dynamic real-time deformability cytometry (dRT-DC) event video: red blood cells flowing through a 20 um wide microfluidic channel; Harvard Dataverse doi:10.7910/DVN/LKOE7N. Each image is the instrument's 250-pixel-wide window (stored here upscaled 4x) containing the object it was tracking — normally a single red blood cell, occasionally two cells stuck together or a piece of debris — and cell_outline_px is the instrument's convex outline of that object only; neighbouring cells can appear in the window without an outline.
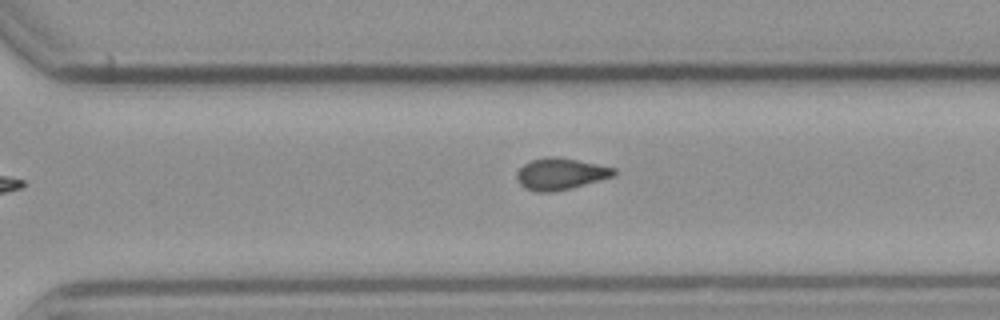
{"species": "common noctule bat (a hibernating species)", "species_latin": "Nyctalus noctula", "temperature_condition": "cold", "stored_images_in_passage": 11, "camera_frame_rate_fps": 3000, "um_per_image_px": 0.085, "animal": {"sex": "male", "body_mass_g": 23.1, "forearm_length_mm": 52.7}, "frame": {"image": 1, "passage_image": 11, "time_ms": 3.333, "image_size_px": [1000, 320], "cell_outline_px": [[616, 176], [552, 192], [536, 192], [524, 188], [520, 184], [516, 176], [516, 172], [524, 164], [532, 160], [548, 156], [552, 156], [576, 160], [616, 168]], "centroid_in_image_um": [47.63, 14.78], "position_along_channel_um": 323.0, "area_um2": 17.69}}